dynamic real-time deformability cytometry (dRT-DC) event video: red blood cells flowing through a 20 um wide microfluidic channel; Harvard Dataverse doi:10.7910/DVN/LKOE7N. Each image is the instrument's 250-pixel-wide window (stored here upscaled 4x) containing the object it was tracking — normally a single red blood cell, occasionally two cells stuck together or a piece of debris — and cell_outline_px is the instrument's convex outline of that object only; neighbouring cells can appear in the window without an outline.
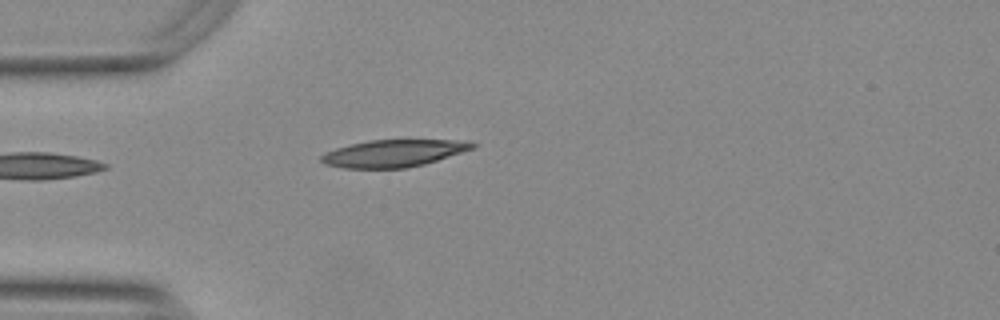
{"species": "Egyptian fruit bat (a non-hibernating species)", "species_latin": "Rousettus aegyptiacus", "temperature_condition": "warm", "stored_images_in_passage": 12, "camera_frame_rate_fps": 3000, "um_per_image_px": 0.085, "animal": {"sex": "female"}, "frame": {"image": 1, "passage_image": 1, "time_ms": 0.0, "image_size_px": [1000, 320], "cell_outline_px": [[476, 148], [424, 164], [404, 168], [344, 168], [324, 164], [320, 160], [320, 156], [324, 152], [336, 148], [368, 140], [464, 140], [476, 144]], "centroid_in_image_um": [33.44, 13.03], "position_along_channel_um": 51.6, "area_um2": 23.93}}
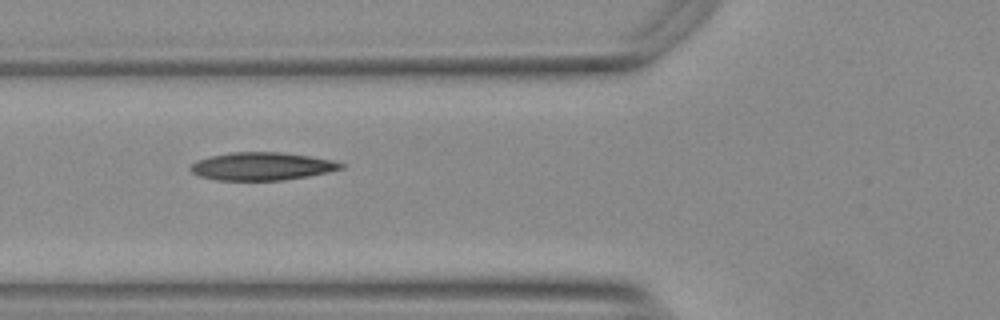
{"frame": {"image": 2, "passage_image": 6, "time_ms": 1.667, "image_size_px": [1000, 320], "cell_outline_px": [[344, 168], [328, 172], [308, 176], [284, 180], [216, 180], [200, 176], [192, 172], [188, 168], [196, 160], [212, 156], [232, 152], [280, 152], [308, 156], [332, 160], [344, 164]], "centroid_in_image_um": [22.25, 14.14], "position_along_channel_um": 103.6, "area_um2": 24.33}}